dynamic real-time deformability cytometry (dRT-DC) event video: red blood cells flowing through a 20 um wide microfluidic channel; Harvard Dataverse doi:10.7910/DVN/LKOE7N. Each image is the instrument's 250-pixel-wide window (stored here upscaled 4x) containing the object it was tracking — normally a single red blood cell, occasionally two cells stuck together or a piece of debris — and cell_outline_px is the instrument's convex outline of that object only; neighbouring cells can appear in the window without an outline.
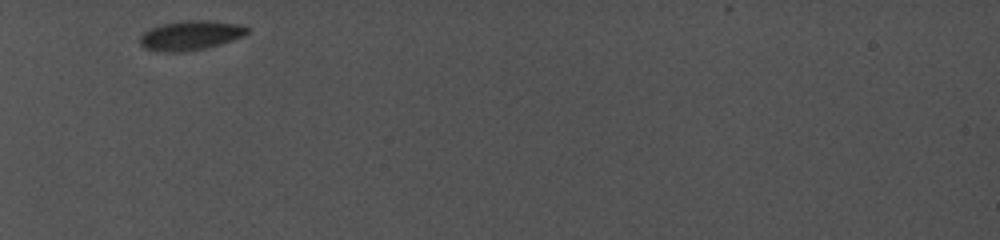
{"species": "common noctule bat (a hibernating species)", "species_latin": "Nyctalus noctula", "temperature_condition": "cold", "stored_images_in_passage": 23, "camera_frame_rate_fps": 5000, "um_per_image_px": 0.085, "animal": {"sex": "female", "body_mass_g": 19.0, "forearm_length_mm": 56.7}, "frame": {"image": 1, "passage_image": 1, "time_ms": 0.0, "image_size_px": [1000, 240], "cell_outline_px": [[248, 32], [244, 36], [220, 44], [204, 48], [184, 52], [164, 52], [144, 48], [140, 44], [140, 36], [148, 28], [180, 20], [212, 20], [240, 24], [248, 28]], "centroid_in_image_um": [16.19, 3.0], "position_along_channel_um": 68.8, "area_um2": 18.55}}
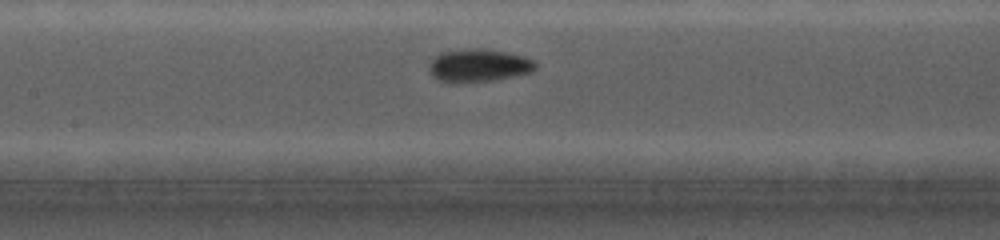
{"frame": {"image": 2, "passage_image": 19, "time_ms": 3.2, "image_size_px": [1000, 240], "cell_outline_px": [[536, 68], [532, 72], [492, 80], [464, 84], [448, 84], [436, 80], [428, 72], [428, 68], [432, 60], [440, 52], [468, 48], [476, 48], [504, 52], [524, 56], [532, 60], [536, 64]], "centroid_in_image_um": [40.6, 5.6], "position_along_channel_um": 166.8, "area_um2": 20.75}}